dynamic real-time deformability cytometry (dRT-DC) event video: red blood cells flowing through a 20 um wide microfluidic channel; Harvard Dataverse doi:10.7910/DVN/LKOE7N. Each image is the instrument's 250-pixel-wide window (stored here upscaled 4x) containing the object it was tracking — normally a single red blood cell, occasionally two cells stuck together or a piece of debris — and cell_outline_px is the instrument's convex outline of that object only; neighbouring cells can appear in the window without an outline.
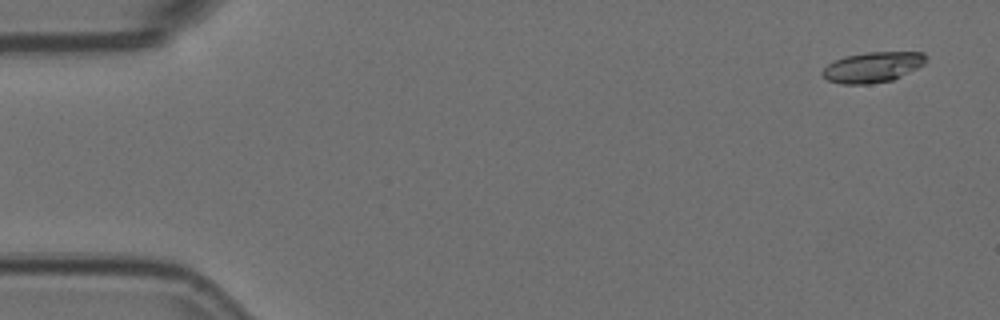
{"species": "Egyptian fruit bat (a non-hibernating species)", "species_latin": "Rousettus aegyptiacus", "temperature_condition": "room temperature", "stored_images_in_passage": 3, "camera_frame_rate_fps": 3000, "um_per_image_px": 0.085, "animal": {"sex": "female"}, "frame": {"image": 1, "passage_image": 1, "time_ms": 0.0, "image_size_px": [1000, 320], "cell_outline_px": [[928, 60], [924, 64], [892, 80], [868, 84], [840, 84], [828, 80], [820, 72], [828, 64], [844, 56], [868, 52], [924, 52]], "centroid_in_image_um": [74.17, 5.7], "position_along_channel_um": 10.8, "area_um2": 18.26}}